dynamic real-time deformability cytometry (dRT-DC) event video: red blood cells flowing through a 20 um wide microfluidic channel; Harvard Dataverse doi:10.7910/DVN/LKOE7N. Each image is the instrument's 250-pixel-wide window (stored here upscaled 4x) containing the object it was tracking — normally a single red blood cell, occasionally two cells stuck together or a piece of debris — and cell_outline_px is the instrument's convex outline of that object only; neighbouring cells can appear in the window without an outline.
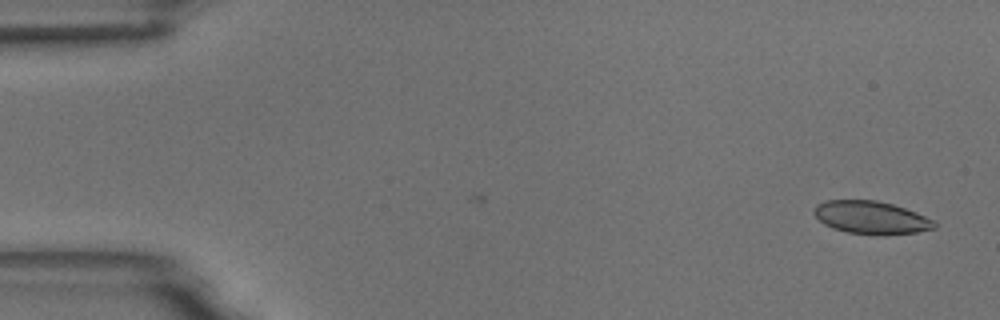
{"species": "common noctule bat (a hibernating species)", "species_latin": "Nyctalus noctula", "temperature_condition": "room temperature", "stored_images_in_passage": 5, "camera_frame_rate_fps": 3000, "um_per_image_px": 0.085, "animal": {"sex": "male", "body_mass_g": 18.8}, "frame": {"image": 1, "passage_image": 1, "time_ms": 0.0, "image_size_px": [1000, 320], "cell_outline_px": [[936, 228], [916, 232], [884, 236], [880, 236], [844, 232], [832, 228], [824, 224], [812, 212], [812, 208], [816, 204], [824, 200], [876, 200], [892, 204], [916, 212], [932, 220], [936, 224]], "centroid_in_image_um": [74.0, 18.5], "position_along_channel_um": 11.0, "area_um2": 23.35}}
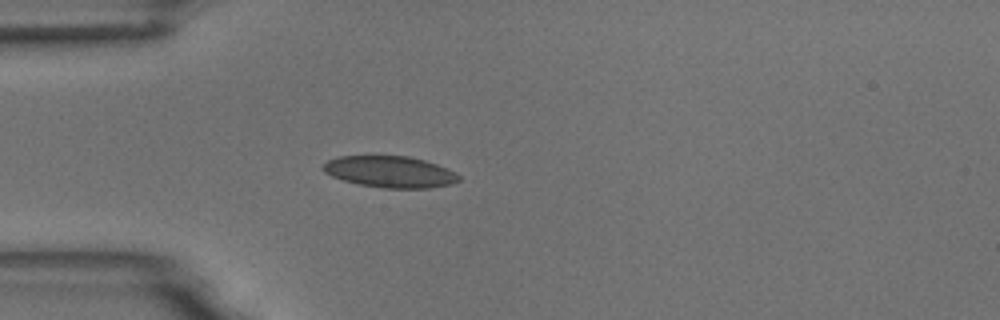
{"frame": {"image": 2, "passage_image": 5, "time_ms": 4.333, "image_size_px": [1000, 320], "cell_outline_px": [[460, 180], [452, 184], [428, 188], [384, 188], [360, 184], [344, 180], [332, 176], [324, 172], [320, 168], [328, 160], [340, 156], [408, 156], [424, 160], [448, 168], [456, 172], [460, 176]], "centroid_in_image_um": [33.17, 14.6], "position_along_channel_um": 51.8, "area_um2": 24.85}}